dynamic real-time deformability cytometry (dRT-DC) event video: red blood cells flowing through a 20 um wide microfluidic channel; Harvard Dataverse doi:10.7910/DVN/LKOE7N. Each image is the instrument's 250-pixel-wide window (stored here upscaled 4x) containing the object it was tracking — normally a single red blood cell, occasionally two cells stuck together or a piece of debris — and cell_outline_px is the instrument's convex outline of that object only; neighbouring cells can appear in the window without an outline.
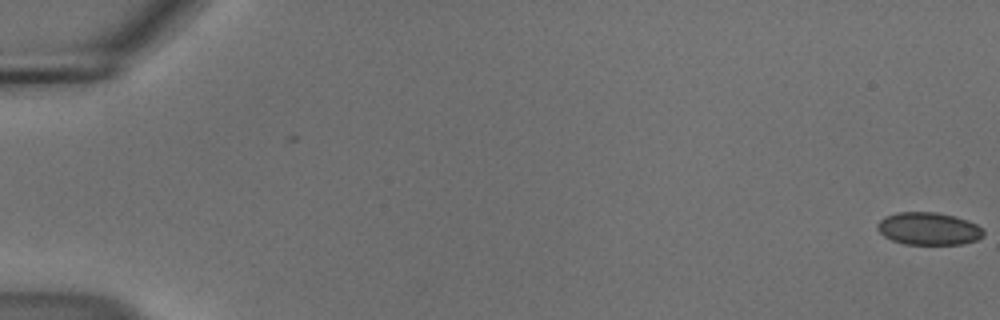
{"species": "common noctule bat (a hibernating species)", "species_latin": "Nyctalus noctula", "temperature_condition": "cold", "stored_images_in_passage": 56, "camera_frame_rate_fps": 3000, "um_per_image_px": 0.085, "animal": {"sex": "male", "body_mass_g": 18.8}, "frame": {"image": 1, "passage_image": 1, "time_ms": 0.0, "image_size_px": [1000, 320], "cell_outline_px": [[984, 236], [976, 240], [964, 244], [904, 244], [892, 240], [884, 236], [876, 228], [876, 224], [884, 216], [896, 212], [936, 212], [956, 216], [968, 220], [976, 224], [984, 232]], "centroid_in_image_um": [78.92, 19.43], "position_along_channel_um": 6.1, "area_um2": 20.29}}
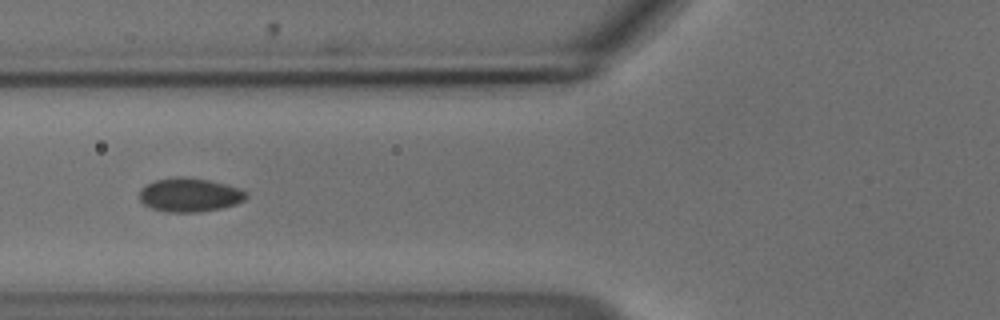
{"frame": {"image": 2, "passage_image": 23, "time_ms": 7.333, "image_size_px": [1000, 320], "cell_outline_px": [[248, 196], [244, 200], [236, 204], [220, 208], [200, 212], [164, 212], [152, 208], [144, 204], [140, 200], [140, 188], [144, 184], [156, 180], [172, 176], [184, 176], [208, 180], [240, 188], [248, 192]], "centroid_in_image_um": [16.1, 16.56], "position_along_channel_um": 109.7, "area_um2": 21.27}}
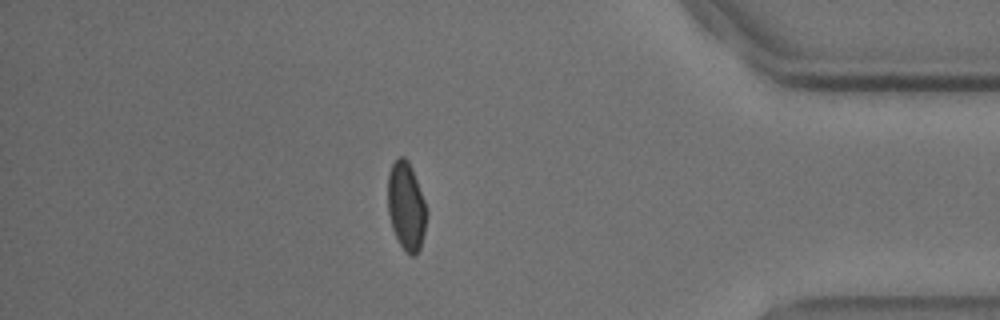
{"frame": {"image": 3, "passage_image": 49, "time_ms": 16.0, "image_size_px": [1000, 320], "cell_outline_px": [[428, 212], [424, 232], [420, 248], [412, 256], [400, 244], [392, 228], [388, 212], [388, 172], [396, 156], [404, 156], [408, 160], [412, 168], [424, 200]], "centroid_in_image_um": [34.52, 17.46], "position_along_channel_um": 400.7, "area_um2": 19.88}, "authors_computed_cell_mechanics": {"area_um2": 20.6924, "velocity_mm_per_s": 3.7052, "shape_relaxation_time_tau1_ms": 9.5498, "shape_relaxation_time_tau2_ms": 1.0315, "deformation_change_tau1": 0.0994, "deformation_change_tau2": 0.0372}}